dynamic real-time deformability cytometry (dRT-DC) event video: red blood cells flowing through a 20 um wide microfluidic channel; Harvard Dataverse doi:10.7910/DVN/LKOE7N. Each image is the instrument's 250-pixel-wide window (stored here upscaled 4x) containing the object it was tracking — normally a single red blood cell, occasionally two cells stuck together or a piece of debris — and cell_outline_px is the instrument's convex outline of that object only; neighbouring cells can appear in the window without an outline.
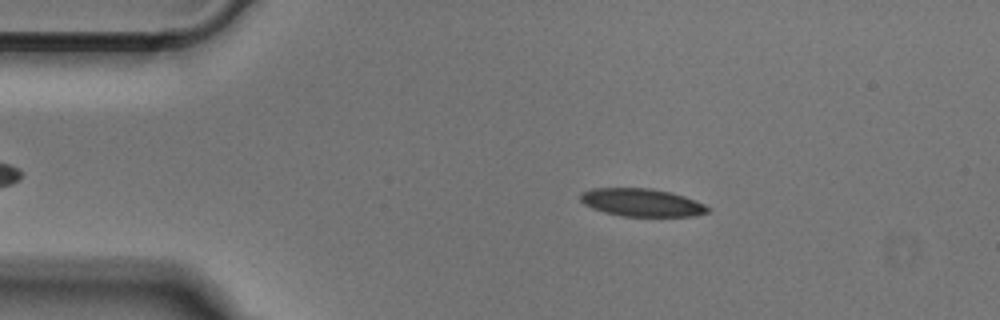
{"species": "Egyptian fruit bat (a non-hibernating species)", "species_latin": "Rousettus aegyptiacus", "temperature_condition": "cold", "stored_images_in_passage": 43, "camera_frame_rate_fps": 3000, "um_per_image_px": 0.085, "animal": {"sex": "male"}, "frame": {"image": 1, "passage_image": 8, "time_ms": 2.333, "image_size_px": [1000, 320], "cell_outline_px": [[712, 212], [692, 216], [620, 216], [604, 212], [592, 208], [584, 204], [580, 200], [580, 192], [592, 188], [652, 188], [684, 196], [704, 204], [712, 208]], "centroid_in_image_um": [54.55, 17.22], "position_along_channel_um": 30.4, "area_um2": 20.81}}
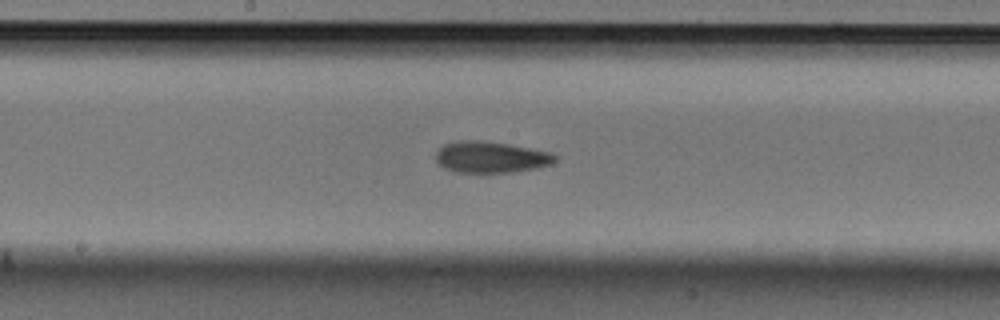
{"frame": {"image": 2, "passage_image": 25, "time_ms": 8.0, "image_size_px": [1000, 320], "cell_outline_px": [[556, 160], [552, 164], [536, 168], [512, 172], [452, 172], [436, 164], [436, 152], [444, 144], [464, 140], [476, 140], [508, 144], [552, 152], [556, 156]], "centroid_in_image_um": [41.7, 13.36], "position_along_channel_um": 206.5, "area_um2": 21.79}}
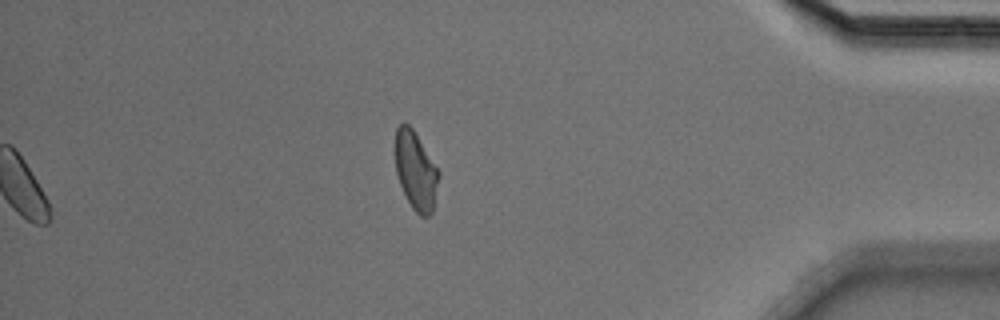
{"frame": {"image": 3, "passage_image": 43, "time_ms": 14.0, "image_size_px": [1000, 320], "cell_outline_px": [[440, 176], [432, 212], [428, 216], [420, 216], [412, 208], [400, 184], [396, 172], [396, 128], [404, 120], [412, 128], [440, 172]], "centroid_in_image_um": [35.35, 14.51], "position_along_channel_um": 399.9, "area_um2": 19.59}}